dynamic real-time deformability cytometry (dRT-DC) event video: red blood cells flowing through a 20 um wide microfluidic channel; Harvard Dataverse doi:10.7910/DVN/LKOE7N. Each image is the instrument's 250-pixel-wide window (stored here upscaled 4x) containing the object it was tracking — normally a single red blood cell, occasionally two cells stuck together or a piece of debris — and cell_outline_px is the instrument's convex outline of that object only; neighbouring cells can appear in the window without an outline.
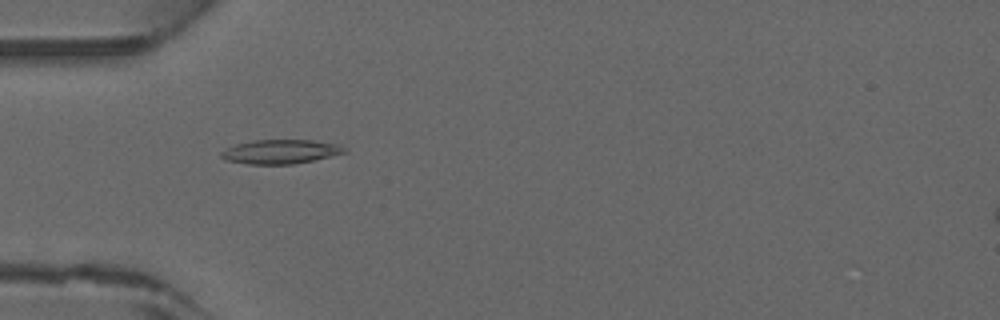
{"species": "common noctule bat (a hibernating species)", "species_latin": "Nyctalus noctula", "temperature_condition": "warm", "stored_images_in_passage": 46, "camera_frame_rate_fps": 3000, "um_per_image_px": 0.085, "animal": {"sex": "male", "forearm_length_mm": 52.5}, "frame": {"image": 1, "passage_image": 15, "time_ms": 4.667, "image_size_px": [1000, 320], "cell_outline_px": [[348, 152], [316, 160], [292, 164], [248, 164], [224, 160], [220, 156], [220, 152], [236, 144], [252, 140], [312, 140], [340, 144]], "centroid_in_image_um": [23.86, 12.89], "position_along_channel_um": 61.1, "area_um2": 17.46}}
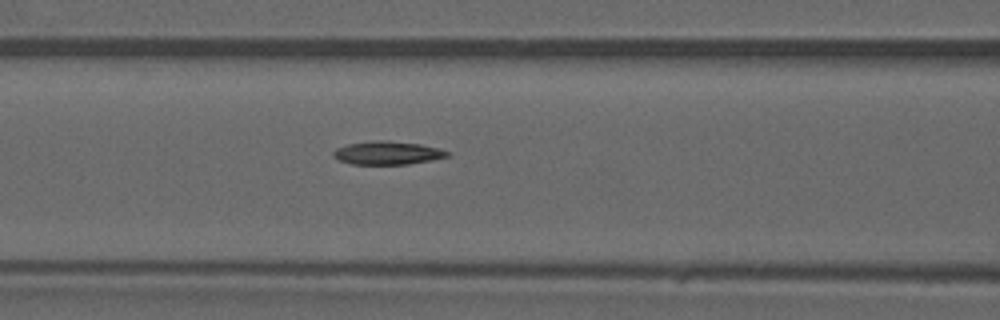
{"frame": {"image": 2, "passage_image": 20, "time_ms": 6.333, "image_size_px": [1000, 320], "cell_outline_px": [[452, 156], [432, 160], [408, 164], [352, 164], [340, 160], [332, 156], [332, 152], [336, 148], [348, 144], [372, 140], [388, 140], [420, 144], [452, 152]], "centroid_in_image_um": [32.96, 12.99], "position_along_channel_um": 133.6, "area_um2": 15.61}}
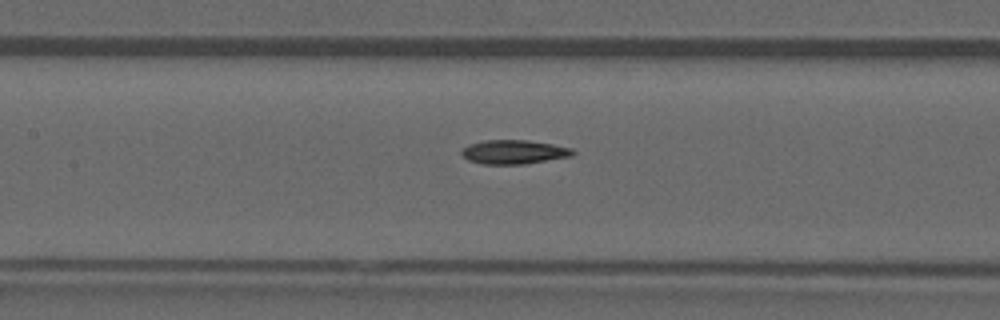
{"frame": {"image": 3, "passage_image": 22, "time_ms": 7.0, "image_size_px": [1000, 320], "cell_outline_px": [[576, 152], [572, 156], [524, 164], [484, 164], [468, 160], [460, 152], [468, 144], [484, 140], [524, 140], [552, 144], [572, 148]], "centroid_in_image_um": [43.68, 12.91], "position_along_channel_um": 163.7, "area_um2": 15.49}}